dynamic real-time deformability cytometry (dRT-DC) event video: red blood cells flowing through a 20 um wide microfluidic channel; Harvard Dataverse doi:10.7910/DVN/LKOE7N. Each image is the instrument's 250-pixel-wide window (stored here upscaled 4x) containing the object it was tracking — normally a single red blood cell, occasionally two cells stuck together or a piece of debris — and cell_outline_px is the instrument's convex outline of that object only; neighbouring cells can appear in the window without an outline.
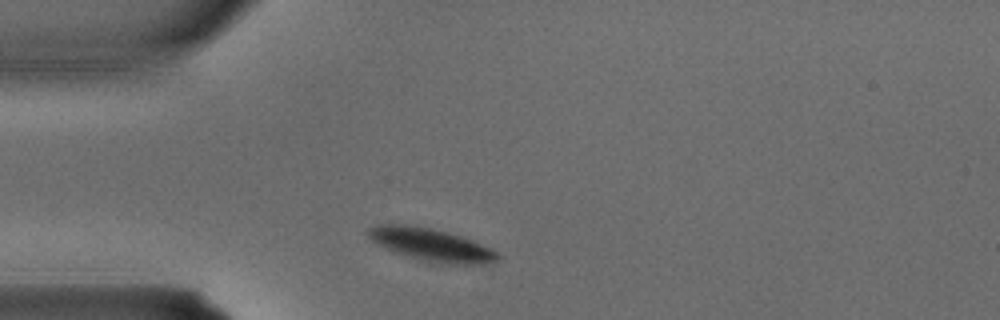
{"species": "common noctule bat (a hibernating species)", "species_latin": "Nyctalus noctula", "temperature_condition": "warm", "stored_images_in_passage": 1, "camera_frame_rate_fps": 3000, "um_per_image_px": 0.085, "animal": {"sex": "male", "body_mass_g": 15.6}, "frame": {"image": 1, "passage_image": 1, "time_ms": 0.0, "image_size_px": [1000, 320], "cell_outline_px": [[500, 256], [496, 260], [484, 264], [448, 264], [416, 260], [384, 248], [372, 240], [368, 236], [368, 228], [376, 224], [404, 224], [428, 228], [460, 236], [472, 240], [496, 252]], "centroid_in_image_um": [36.59, 20.81], "position_along_channel_um": 48.4, "area_um2": 24.33}}